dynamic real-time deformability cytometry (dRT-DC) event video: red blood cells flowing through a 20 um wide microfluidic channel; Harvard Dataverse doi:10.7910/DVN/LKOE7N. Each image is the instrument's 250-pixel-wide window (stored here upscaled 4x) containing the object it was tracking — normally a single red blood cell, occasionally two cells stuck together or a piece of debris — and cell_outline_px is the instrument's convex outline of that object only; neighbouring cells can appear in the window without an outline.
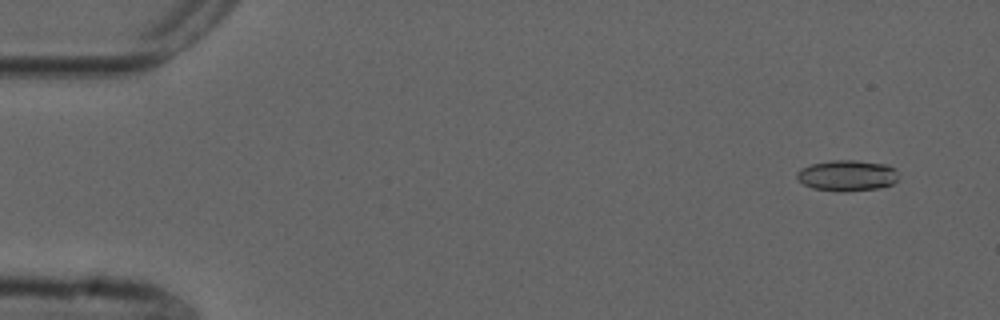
{"species": "common noctule bat (a hibernating species)", "species_latin": "Nyctalus noctula", "temperature_condition": "cold", "stored_images_in_passage": 52, "camera_frame_rate_fps": 3000, "um_per_image_px": 0.085, "animal": {"sex": "male", "forearm_length_mm": 52.5}, "frame": {"image": 1, "passage_image": 1, "time_ms": 0.0, "image_size_px": [1000, 320], "cell_outline_px": [[896, 180], [892, 184], [876, 188], [844, 192], [812, 188], [796, 180], [796, 172], [800, 168], [812, 164], [832, 160], [856, 160], [888, 164], [896, 168]], "centroid_in_image_um": [71.97, 14.91], "position_along_channel_um": 13.0, "area_um2": 18.38}}
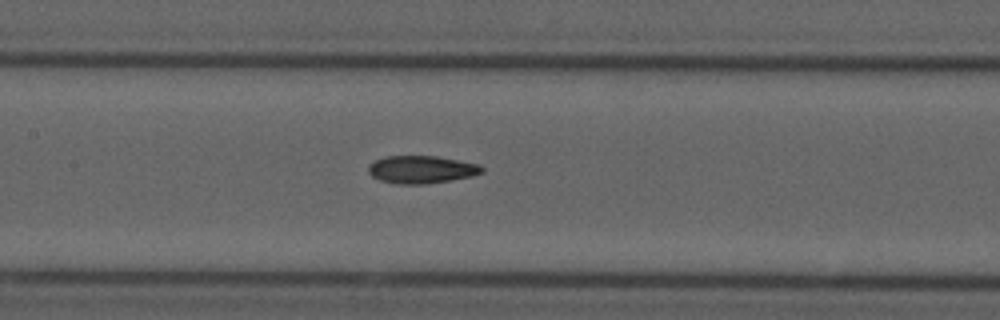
{"frame": {"image": 2, "passage_image": 23, "time_ms": 7.333, "image_size_px": [1000, 320], "cell_outline_px": [[484, 172], [472, 176], [452, 180], [424, 184], [396, 184], [380, 180], [372, 176], [368, 172], [368, 164], [376, 160], [388, 156], [436, 156], [480, 164], [484, 168]], "centroid_in_image_um": [35.84, 14.41], "position_along_channel_um": 171.6, "area_um2": 18.38}}
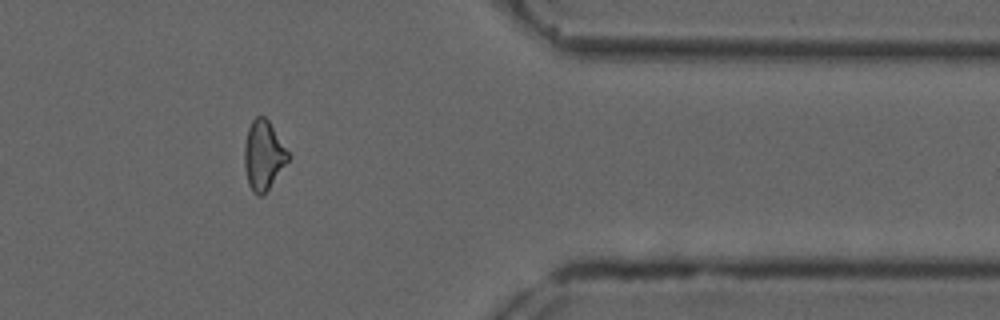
{"frame": {"image": 3, "passage_image": 42, "time_ms": 13.667, "image_size_px": [1000, 320], "cell_outline_px": [[292, 156], [268, 188], [260, 196], [256, 196], [252, 192], [248, 184], [244, 168], [244, 144], [248, 128], [252, 120], [256, 116], [264, 116], [268, 120]], "centroid_in_image_um": [22.38, 13.19], "position_along_channel_um": 389.0, "area_um2": 17.74}, "authors_computed_cell_mechanics": {"area_um2": 17.918, "velocity_mm_per_s": 3.7557, "shape_relaxation_time_tau1_ms": 10.9741, "shape_relaxation_time_tau2_ms": 4.9448, "deformation_change_tau1": 0.2309, "deformation_change_tau2": 0.1356}}